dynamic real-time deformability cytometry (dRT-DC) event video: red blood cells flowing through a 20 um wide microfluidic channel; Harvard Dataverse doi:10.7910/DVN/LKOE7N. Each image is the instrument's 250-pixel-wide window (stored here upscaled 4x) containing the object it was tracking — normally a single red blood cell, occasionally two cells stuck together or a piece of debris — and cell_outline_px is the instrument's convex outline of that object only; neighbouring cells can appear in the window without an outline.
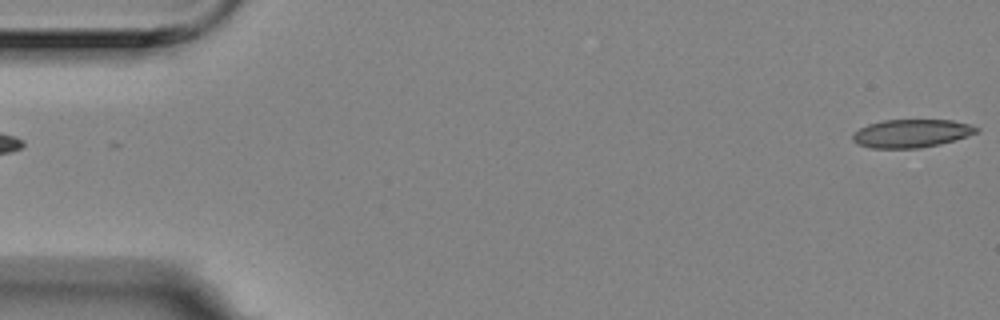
{"species": "Egyptian fruit bat (a non-hibernating species)", "species_latin": "Rousettus aegyptiacus", "temperature_condition": "room temperature", "stored_images_in_passage": 5, "segment_of_instrument_passage": [2, 2], "camera_frame_rate_fps": 3000, "um_per_image_px": 0.085, "animal": {"sex": "female"}, "frame": {"image": 1, "passage_image": 5, "time_ms": 1.333, "image_size_px": [1000, 320], "cell_outline_px": [[980, 132], [968, 136], [940, 144], [920, 148], [868, 148], [856, 144], [852, 140], [852, 132], [868, 124], [884, 120], [952, 120], [972, 124], [980, 128]], "centroid_in_image_um": [77.48, 11.34], "position_along_channel_um": 7.5, "area_um2": 20.63}}